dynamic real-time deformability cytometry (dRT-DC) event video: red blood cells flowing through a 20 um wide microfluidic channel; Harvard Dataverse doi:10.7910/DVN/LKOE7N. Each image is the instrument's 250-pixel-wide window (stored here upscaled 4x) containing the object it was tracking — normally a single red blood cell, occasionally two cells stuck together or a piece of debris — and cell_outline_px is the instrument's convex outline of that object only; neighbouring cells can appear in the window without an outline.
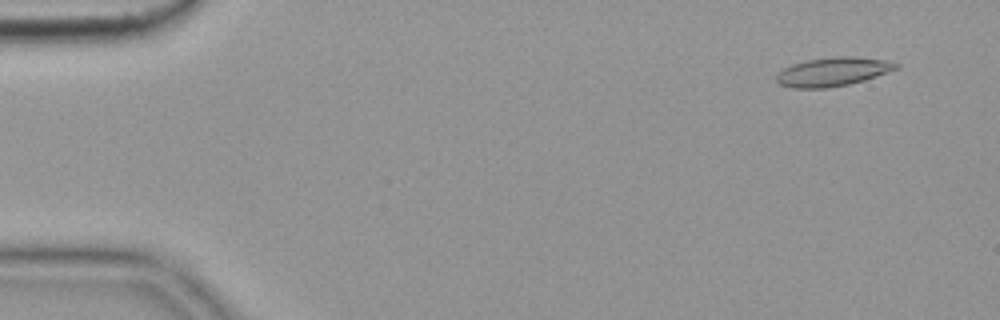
{"species": "common noctule bat (a hibernating species)", "species_latin": "Nyctalus noctula", "temperature_condition": "cold", "stored_images_in_passage": 3, "camera_frame_rate_fps": 3000, "um_per_image_px": 0.085, "animal": {"sex": "female", "body_mass_g": 19.9}, "frame": {"image": 1, "passage_image": 1, "time_ms": 0.0, "image_size_px": [1000, 320], "cell_outline_px": [[900, 68], [864, 80], [848, 84], [824, 88], [792, 88], [780, 84], [776, 80], [776, 76], [784, 68], [792, 64], [808, 60], [840, 56], [852, 56], [884, 60], [900, 64]], "centroid_in_image_um": [70.81, 6.1], "position_along_channel_um": 14.2, "area_um2": 19.83}}